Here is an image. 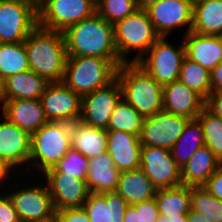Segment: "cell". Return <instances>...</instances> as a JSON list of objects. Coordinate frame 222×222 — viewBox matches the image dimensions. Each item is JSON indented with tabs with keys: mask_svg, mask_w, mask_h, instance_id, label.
Instances as JSON below:
<instances>
[{
	"mask_svg": "<svg viewBox=\"0 0 222 222\" xmlns=\"http://www.w3.org/2000/svg\"><path fill=\"white\" fill-rule=\"evenodd\" d=\"M68 56H96L111 60L117 67L120 60L115 45L113 24L97 12L63 31Z\"/></svg>",
	"mask_w": 222,
	"mask_h": 222,
	"instance_id": "cell-1",
	"label": "cell"
},
{
	"mask_svg": "<svg viewBox=\"0 0 222 222\" xmlns=\"http://www.w3.org/2000/svg\"><path fill=\"white\" fill-rule=\"evenodd\" d=\"M29 69L49 82L64 78L68 53L62 31L37 25L24 41Z\"/></svg>",
	"mask_w": 222,
	"mask_h": 222,
	"instance_id": "cell-2",
	"label": "cell"
},
{
	"mask_svg": "<svg viewBox=\"0 0 222 222\" xmlns=\"http://www.w3.org/2000/svg\"><path fill=\"white\" fill-rule=\"evenodd\" d=\"M116 78L121 87V97L143 117L163 111V85L136 62L121 64Z\"/></svg>",
	"mask_w": 222,
	"mask_h": 222,
	"instance_id": "cell-3",
	"label": "cell"
},
{
	"mask_svg": "<svg viewBox=\"0 0 222 222\" xmlns=\"http://www.w3.org/2000/svg\"><path fill=\"white\" fill-rule=\"evenodd\" d=\"M70 130L71 123L48 121L31 134L27 174L37 171L34 175L40 176L56 166L71 148Z\"/></svg>",
	"mask_w": 222,
	"mask_h": 222,
	"instance_id": "cell-4",
	"label": "cell"
},
{
	"mask_svg": "<svg viewBox=\"0 0 222 222\" xmlns=\"http://www.w3.org/2000/svg\"><path fill=\"white\" fill-rule=\"evenodd\" d=\"M113 29L117 52L123 63H137L160 38L144 9H137L133 14L116 22ZM131 52H134L135 56L130 59L128 56Z\"/></svg>",
	"mask_w": 222,
	"mask_h": 222,
	"instance_id": "cell-5",
	"label": "cell"
},
{
	"mask_svg": "<svg viewBox=\"0 0 222 222\" xmlns=\"http://www.w3.org/2000/svg\"><path fill=\"white\" fill-rule=\"evenodd\" d=\"M117 66L96 56H68L63 82L81 97L107 86L116 78Z\"/></svg>",
	"mask_w": 222,
	"mask_h": 222,
	"instance_id": "cell-6",
	"label": "cell"
},
{
	"mask_svg": "<svg viewBox=\"0 0 222 222\" xmlns=\"http://www.w3.org/2000/svg\"><path fill=\"white\" fill-rule=\"evenodd\" d=\"M20 175V176H19ZM23 174H17V178H13L11 181V184L16 185V189H10L8 192H6L14 205V209L17 212V215L21 222H54L55 221V208L52 202V197L49 194L48 187L41 178V176H38L40 178H35L34 181L37 182L33 184L32 181H30L32 184H28L30 182H27V185H23L20 187L21 184H19V188L17 184H14V181L17 180L21 181V178ZM21 177V178H20ZM43 181V182H42Z\"/></svg>",
	"mask_w": 222,
	"mask_h": 222,
	"instance_id": "cell-7",
	"label": "cell"
},
{
	"mask_svg": "<svg viewBox=\"0 0 222 222\" xmlns=\"http://www.w3.org/2000/svg\"><path fill=\"white\" fill-rule=\"evenodd\" d=\"M167 40V37H160L137 62L163 86L178 80L182 62L186 57L183 41L176 47Z\"/></svg>",
	"mask_w": 222,
	"mask_h": 222,
	"instance_id": "cell-8",
	"label": "cell"
},
{
	"mask_svg": "<svg viewBox=\"0 0 222 222\" xmlns=\"http://www.w3.org/2000/svg\"><path fill=\"white\" fill-rule=\"evenodd\" d=\"M38 25L34 0H0V42H24Z\"/></svg>",
	"mask_w": 222,
	"mask_h": 222,
	"instance_id": "cell-9",
	"label": "cell"
},
{
	"mask_svg": "<svg viewBox=\"0 0 222 222\" xmlns=\"http://www.w3.org/2000/svg\"><path fill=\"white\" fill-rule=\"evenodd\" d=\"M37 12L40 27L63 32L67 27L93 16L96 7L89 0H39Z\"/></svg>",
	"mask_w": 222,
	"mask_h": 222,
	"instance_id": "cell-10",
	"label": "cell"
},
{
	"mask_svg": "<svg viewBox=\"0 0 222 222\" xmlns=\"http://www.w3.org/2000/svg\"><path fill=\"white\" fill-rule=\"evenodd\" d=\"M193 4L194 0H160L145 10L160 37H169L183 27L187 29L186 35L192 27Z\"/></svg>",
	"mask_w": 222,
	"mask_h": 222,
	"instance_id": "cell-11",
	"label": "cell"
},
{
	"mask_svg": "<svg viewBox=\"0 0 222 222\" xmlns=\"http://www.w3.org/2000/svg\"><path fill=\"white\" fill-rule=\"evenodd\" d=\"M40 102L48 121L73 123L80 120L82 97L63 81L50 82Z\"/></svg>",
	"mask_w": 222,
	"mask_h": 222,
	"instance_id": "cell-12",
	"label": "cell"
},
{
	"mask_svg": "<svg viewBox=\"0 0 222 222\" xmlns=\"http://www.w3.org/2000/svg\"><path fill=\"white\" fill-rule=\"evenodd\" d=\"M140 168L156 189L171 188L182 184L181 168L172 158L171 150L142 146Z\"/></svg>",
	"mask_w": 222,
	"mask_h": 222,
	"instance_id": "cell-13",
	"label": "cell"
},
{
	"mask_svg": "<svg viewBox=\"0 0 222 222\" xmlns=\"http://www.w3.org/2000/svg\"><path fill=\"white\" fill-rule=\"evenodd\" d=\"M190 119L165 111L144 117L140 142L142 146L171 150Z\"/></svg>",
	"mask_w": 222,
	"mask_h": 222,
	"instance_id": "cell-14",
	"label": "cell"
},
{
	"mask_svg": "<svg viewBox=\"0 0 222 222\" xmlns=\"http://www.w3.org/2000/svg\"><path fill=\"white\" fill-rule=\"evenodd\" d=\"M40 176L46 181L55 211L83 207L90 193L85 180L64 175L54 167Z\"/></svg>",
	"mask_w": 222,
	"mask_h": 222,
	"instance_id": "cell-15",
	"label": "cell"
},
{
	"mask_svg": "<svg viewBox=\"0 0 222 222\" xmlns=\"http://www.w3.org/2000/svg\"><path fill=\"white\" fill-rule=\"evenodd\" d=\"M121 99L117 78L107 86L82 96L80 120L92 127L107 129L115 105Z\"/></svg>",
	"mask_w": 222,
	"mask_h": 222,
	"instance_id": "cell-16",
	"label": "cell"
},
{
	"mask_svg": "<svg viewBox=\"0 0 222 222\" xmlns=\"http://www.w3.org/2000/svg\"><path fill=\"white\" fill-rule=\"evenodd\" d=\"M30 144L31 135L27 131L9 122L5 117H0V161L6 163L17 174H20L22 169L24 177L30 156Z\"/></svg>",
	"mask_w": 222,
	"mask_h": 222,
	"instance_id": "cell-17",
	"label": "cell"
},
{
	"mask_svg": "<svg viewBox=\"0 0 222 222\" xmlns=\"http://www.w3.org/2000/svg\"><path fill=\"white\" fill-rule=\"evenodd\" d=\"M205 107V99L181 81L163 86V111L196 119Z\"/></svg>",
	"mask_w": 222,
	"mask_h": 222,
	"instance_id": "cell-18",
	"label": "cell"
},
{
	"mask_svg": "<svg viewBox=\"0 0 222 222\" xmlns=\"http://www.w3.org/2000/svg\"><path fill=\"white\" fill-rule=\"evenodd\" d=\"M107 134V152L114 166L120 172L140 168L142 144L139 136L118 130L107 131Z\"/></svg>",
	"mask_w": 222,
	"mask_h": 222,
	"instance_id": "cell-19",
	"label": "cell"
},
{
	"mask_svg": "<svg viewBox=\"0 0 222 222\" xmlns=\"http://www.w3.org/2000/svg\"><path fill=\"white\" fill-rule=\"evenodd\" d=\"M0 108L2 109L0 116L5 117L30 135L48 122L40 99L3 101Z\"/></svg>",
	"mask_w": 222,
	"mask_h": 222,
	"instance_id": "cell-20",
	"label": "cell"
},
{
	"mask_svg": "<svg viewBox=\"0 0 222 222\" xmlns=\"http://www.w3.org/2000/svg\"><path fill=\"white\" fill-rule=\"evenodd\" d=\"M129 205L117 192H90L83 204L90 222H123Z\"/></svg>",
	"mask_w": 222,
	"mask_h": 222,
	"instance_id": "cell-21",
	"label": "cell"
},
{
	"mask_svg": "<svg viewBox=\"0 0 222 222\" xmlns=\"http://www.w3.org/2000/svg\"><path fill=\"white\" fill-rule=\"evenodd\" d=\"M186 57L211 72L222 62V36L200 35L192 31L183 36Z\"/></svg>",
	"mask_w": 222,
	"mask_h": 222,
	"instance_id": "cell-22",
	"label": "cell"
},
{
	"mask_svg": "<svg viewBox=\"0 0 222 222\" xmlns=\"http://www.w3.org/2000/svg\"><path fill=\"white\" fill-rule=\"evenodd\" d=\"M221 164L210 148L204 145L181 168V182L191 187L204 186Z\"/></svg>",
	"mask_w": 222,
	"mask_h": 222,
	"instance_id": "cell-23",
	"label": "cell"
},
{
	"mask_svg": "<svg viewBox=\"0 0 222 222\" xmlns=\"http://www.w3.org/2000/svg\"><path fill=\"white\" fill-rule=\"evenodd\" d=\"M121 172L114 166L106 151L89 159L86 184L90 192L104 193L116 191Z\"/></svg>",
	"mask_w": 222,
	"mask_h": 222,
	"instance_id": "cell-24",
	"label": "cell"
},
{
	"mask_svg": "<svg viewBox=\"0 0 222 222\" xmlns=\"http://www.w3.org/2000/svg\"><path fill=\"white\" fill-rule=\"evenodd\" d=\"M70 139L71 147L88 159L107 151V130L92 127L81 120L71 123Z\"/></svg>",
	"mask_w": 222,
	"mask_h": 222,
	"instance_id": "cell-25",
	"label": "cell"
},
{
	"mask_svg": "<svg viewBox=\"0 0 222 222\" xmlns=\"http://www.w3.org/2000/svg\"><path fill=\"white\" fill-rule=\"evenodd\" d=\"M50 82L30 69L6 78L4 101L40 99Z\"/></svg>",
	"mask_w": 222,
	"mask_h": 222,
	"instance_id": "cell-26",
	"label": "cell"
},
{
	"mask_svg": "<svg viewBox=\"0 0 222 222\" xmlns=\"http://www.w3.org/2000/svg\"><path fill=\"white\" fill-rule=\"evenodd\" d=\"M191 31L222 36V0H194Z\"/></svg>",
	"mask_w": 222,
	"mask_h": 222,
	"instance_id": "cell-27",
	"label": "cell"
},
{
	"mask_svg": "<svg viewBox=\"0 0 222 222\" xmlns=\"http://www.w3.org/2000/svg\"><path fill=\"white\" fill-rule=\"evenodd\" d=\"M156 188L141 168L121 172L117 192L128 205L150 200L155 197Z\"/></svg>",
	"mask_w": 222,
	"mask_h": 222,
	"instance_id": "cell-28",
	"label": "cell"
},
{
	"mask_svg": "<svg viewBox=\"0 0 222 222\" xmlns=\"http://www.w3.org/2000/svg\"><path fill=\"white\" fill-rule=\"evenodd\" d=\"M154 198L160 215L169 218L187 215L191 208V186L157 189Z\"/></svg>",
	"mask_w": 222,
	"mask_h": 222,
	"instance_id": "cell-29",
	"label": "cell"
},
{
	"mask_svg": "<svg viewBox=\"0 0 222 222\" xmlns=\"http://www.w3.org/2000/svg\"><path fill=\"white\" fill-rule=\"evenodd\" d=\"M204 145L205 139L200 121L197 118L190 119L171 148L172 158L182 168L194 152Z\"/></svg>",
	"mask_w": 222,
	"mask_h": 222,
	"instance_id": "cell-30",
	"label": "cell"
},
{
	"mask_svg": "<svg viewBox=\"0 0 222 222\" xmlns=\"http://www.w3.org/2000/svg\"><path fill=\"white\" fill-rule=\"evenodd\" d=\"M144 117L122 97L115 105L107 131H124L140 137Z\"/></svg>",
	"mask_w": 222,
	"mask_h": 222,
	"instance_id": "cell-31",
	"label": "cell"
},
{
	"mask_svg": "<svg viewBox=\"0 0 222 222\" xmlns=\"http://www.w3.org/2000/svg\"><path fill=\"white\" fill-rule=\"evenodd\" d=\"M179 81L196 91L206 99L211 91V72L202 67L199 63L185 57L179 73Z\"/></svg>",
	"mask_w": 222,
	"mask_h": 222,
	"instance_id": "cell-32",
	"label": "cell"
},
{
	"mask_svg": "<svg viewBox=\"0 0 222 222\" xmlns=\"http://www.w3.org/2000/svg\"><path fill=\"white\" fill-rule=\"evenodd\" d=\"M29 70L24 42L0 44V73L9 76Z\"/></svg>",
	"mask_w": 222,
	"mask_h": 222,
	"instance_id": "cell-33",
	"label": "cell"
},
{
	"mask_svg": "<svg viewBox=\"0 0 222 222\" xmlns=\"http://www.w3.org/2000/svg\"><path fill=\"white\" fill-rule=\"evenodd\" d=\"M203 129L205 145L222 162V119L206 107L197 116Z\"/></svg>",
	"mask_w": 222,
	"mask_h": 222,
	"instance_id": "cell-34",
	"label": "cell"
},
{
	"mask_svg": "<svg viewBox=\"0 0 222 222\" xmlns=\"http://www.w3.org/2000/svg\"><path fill=\"white\" fill-rule=\"evenodd\" d=\"M191 209L213 222H222V201L214 197L203 186L191 187Z\"/></svg>",
	"mask_w": 222,
	"mask_h": 222,
	"instance_id": "cell-35",
	"label": "cell"
},
{
	"mask_svg": "<svg viewBox=\"0 0 222 222\" xmlns=\"http://www.w3.org/2000/svg\"><path fill=\"white\" fill-rule=\"evenodd\" d=\"M138 9L136 0H103L96 12L107 22L115 24Z\"/></svg>",
	"mask_w": 222,
	"mask_h": 222,
	"instance_id": "cell-36",
	"label": "cell"
},
{
	"mask_svg": "<svg viewBox=\"0 0 222 222\" xmlns=\"http://www.w3.org/2000/svg\"><path fill=\"white\" fill-rule=\"evenodd\" d=\"M88 167L89 159L71 147L54 168L58 172L64 173V175H70L85 180Z\"/></svg>",
	"mask_w": 222,
	"mask_h": 222,
	"instance_id": "cell-37",
	"label": "cell"
},
{
	"mask_svg": "<svg viewBox=\"0 0 222 222\" xmlns=\"http://www.w3.org/2000/svg\"><path fill=\"white\" fill-rule=\"evenodd\" d=\"M55 222H90V220L84 208L81 207L55 211Z\"/></svg>",
	"mask_w": 222,
	"mask_h": 222,
	"instance_id": "cell-38",
	"label": "cell"
},
{
	"mask_svg": "<svg viewBox=\"0 0 222 222\" xmlns=\"http://www.w3.org/2000/svg\"><path fill=\"white\" fill-rule=\"evenodd\" d=\"M0 222H21L7 193H0Z\"/></svg>",
	"mask_w": 222,
	"mask_h": 222,
	"instance_id": "cell-39",
	"label": "cell"
},
{
	"mask_svg": "<svg viewBox=\"0 0 222 222\" xmlns=\"http://www.w3.org/2000/svg\"><path fill=\"white\" fill-rule=\"evenodd\" d=\"M132 206L135 209H140L141 222H155L160 216L155 198Z\"/></svg>",
	"mask_w": 222,
	"mask_h": 222,
	"instance_id": "cell-40",
	"label": "cell"
},
{
	"mask_svg": "<svg viewBox=\"0 0 222 222\" xmlns=\"http://www.w3.org/2000/svg\"><path fill=\"white\" fill-rule=\"evenodd\" d=\"M203 187L218 200L222 201V164Z\"/></svg>",
	"mask_w": 222,
	"mask_h": 222,
	"instance_id": "cell-41",
	"label": "cell"
},
{
	"mask_svg": "<svg viewBox=\"0 0 222 222\" xmlns=\"http://www.w3.org/2000/svg\"><path fill=\"white\" fill-rule=\"evenodd\" d=\"M205 107L222 119V90L211 91L205 99Z\"/></svg>",
	"mask_w": 222,
	"mask_h": 222,
	"instance_id": "cell-42",
	"label": "cell"
},
{
	"mask_svg": "<svg viewBox=\"0 0 222 222\" xmlns=\"http://www.w3.org/2000/svg\"><path fill=\"white\" fill-rule=\"evenodd\" d=\"M14 170L13 169H11L6 163H4V162H1L0 161V193L2 192H6V191H4L2 188L4 187V189H6L5 188V186L6 187H8V188H13L12 187V184L9 186V184L11 183V180L10 179H12L11 177H16L17 176V174H15L16 172H13ZM11 173H13V175L11 174ZM10 178V179H9ZM8 179V180H7ZM10 180V181H9ZM9 183V184H8ZM8 186H7V185ZM2 190V191H1Z\"/></svg>",
	"mask_w": 222,
	"mask_h": 222,
	"instance_id": "cell-43",
	"label": "cell"
},
{
	"mask_svg": "<svg viewBox=\"0 0 222 222\" xmlns=\"http://www.w3.org/2000/svg\"><path fill=\"white\" fill-rule=\"evenodd\" d=\"M212 91L222 90V62L211 71Z\"/></svg>",
	"mask_w": 222,
	"mask_h": 222,
	"instance_id": "cell-44",
	"label": "cell"
},
{
	"mask_svg": "<svg viewBox=\"0 0 222 222\" xmlns=\"http://www.w3.org/2000/svg\"><path fill=\"white\" fill-rule=\"evenodd\" d=\"M123 222H141L140 209H135L132 205L126 208Z\"/></svg>",
	"mask_w": 222,
	"mask_h": 222,
	"instance_id": "cell-45",
	"label": "cell"
},
{
	"mask_svg": "<svg viewBox=\"0 0 222 222\" xmlns=\"http://www.w3.org/2000/svg\"><path fill=\"white\" fill-rule=\"evenodd\" d=\"M187 221L188 222H213L206 216L200 214L197 211H194L190 208V211L187 214Z\"/></svg>",
	"mask_w": 222,
	"mask_h": 222,
	"instance_id": "cell-46",
	"label": "cell"
},
{
	"mask_svg": "<svg viewBox=\"0 0 222 222\" xmlns=\"http://www.w3.org/2000/svg\"><path fill=\"white\" fill-rule=\"evenodd\" d=\"M160 0H136L138 9H146L148 8L150 5L157 3Z\"/></svg>",
	"mask_w": 222,
	"mask_h": 222,
	"instance_id": "cell-47",
	"label": "cell"
},
{
	"mask_svg": "<svg viewBox=\"0 0 222 222\" xmlns=\"http://www.w3.org/2000/svg\"><path fill=\"white\" fill-rule=\"evenodd\" d=\"M5 84H6V79L0 73V103L4 101Z\"/></svg>",
	"mask_w": 222,
	"mask_h": 222,
	"instance_id": "cell-48",
	"label": "cell"
},
{
	"mask_svg": "<svg viewBox=\"0 0 222 222\" xmlns=\"http://www.w3.org/2000/svg\"><path fill=\"white\" fill-rule=\"evenodd\" d=\"M170 222H188L187 215H178L177 217L170 218Z\"/></svg>",
	"mask_w": 222,
	"mask_h": 222,
	"instance_id": "cell-49",
	"label": "cell"
},
{
	"mask_svg": "<svg viewBox=\"0 0 222 222\" xmlns=\"http://www.w3.org/2000/svg\"><path fill=\"white\" fill-rule=\"evenodd\" d=\"M155 222H170V218L167 216L160 215Z\"/></svg>",
	"mask_w": 222,
	"mask_h": 222,
	"instance_id": "cell-50",
	"label": "cell"
},
{
	"mask_svg": "<svg viewBox=\"0 0 222 222\" xmlns=\"http://www.w3.org/2000/svg\"><path fill=\"white\" fill-rule=\"evenodd\" d=\"M96 8L103 0H89Z\"/></svg>",
	"mask_w": 222,
	"mask_h": 222,
	"instance_id": "cell-51",
	"label": "cell"
}]
</instances>
